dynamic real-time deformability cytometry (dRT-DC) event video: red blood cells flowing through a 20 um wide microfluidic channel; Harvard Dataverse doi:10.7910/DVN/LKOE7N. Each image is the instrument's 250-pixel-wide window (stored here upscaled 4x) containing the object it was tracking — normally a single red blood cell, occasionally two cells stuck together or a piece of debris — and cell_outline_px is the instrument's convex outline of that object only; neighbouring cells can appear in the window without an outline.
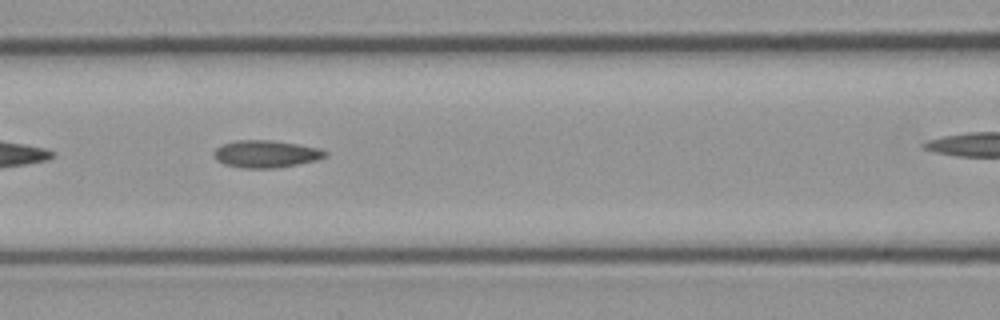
{"species": "common noctule bat (a hibernating species)", "species_latin": "Nyctalus noctula", "temperature_condition": "cold", "stored_images_in_passage": 24, "camera_frame_rate_fps": 3000, "um_per_image_px": 0.085, "animal": {"sex": "male", "body_mass_g": 23.1, "forearm_length_mm": 52.7}, "frame": {"image": 1, "passage_image": 8, "time_ms": 2.333, "image_size_px": [1000, 320], "cell_outline_px": [[328, 156], [316, 160], [300, 164], [276, 168], [244, 168], [224, 164], [216, 160], [212, 152], [216, 148], [224, 144], [236, 140], [272, 140], [296, 144], [316, 148], [328, 152]], "centroid_in_image_um": [22.59, 13.09], "position_along_channel_um": 144.0, "area_um2": 17.69}}
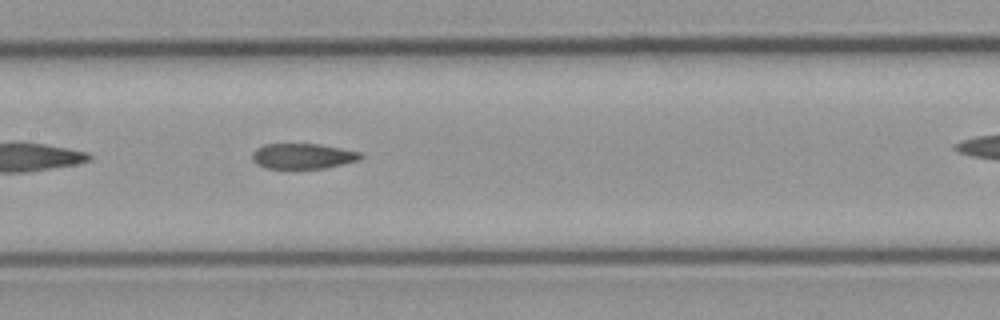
{"frame": {"image": 2, "passage_image": 11, "time_ms": 3.333, "image_size_px": [1000, 320], "cell_outline_px": [[364, 156], [360, 160], [344, 164], [324, 168], [264, 168], [256, 164], [252, 160], [252, 152], [256, 148], [264, 144], [320, 144], [360, 152]], "centroid_in_image_um": [25.73, 13.27], "position_along_channel_um": 181.7, "area_um2": 16.13}}
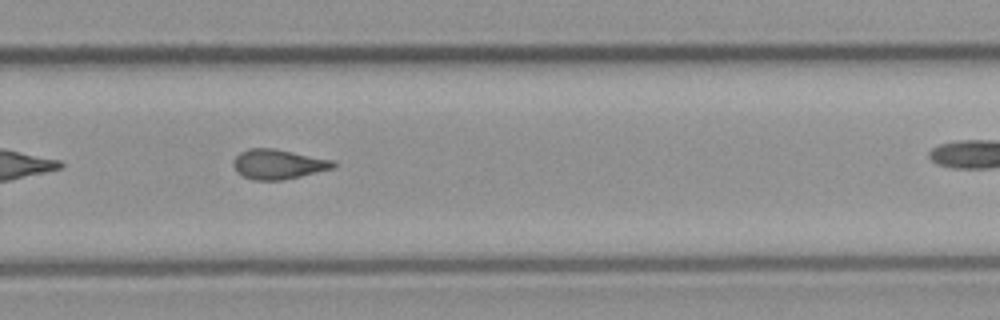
{"frame": {"image": 3, "passage_image": 21, "time_ms": 6.667, "image_size_px": [1000, 320], "cell_outline_px": [[336, 164], [332, 168], [284, 180], [252, 180], [236, 172], [232, 164], [232, 160], [240, 152], [248, 148], [276, 148], [336, 160]], "centroid_in_image_um": [23.63, 13.94], "position_along_channel_um": 306.2, "area_um2": 17.57}}